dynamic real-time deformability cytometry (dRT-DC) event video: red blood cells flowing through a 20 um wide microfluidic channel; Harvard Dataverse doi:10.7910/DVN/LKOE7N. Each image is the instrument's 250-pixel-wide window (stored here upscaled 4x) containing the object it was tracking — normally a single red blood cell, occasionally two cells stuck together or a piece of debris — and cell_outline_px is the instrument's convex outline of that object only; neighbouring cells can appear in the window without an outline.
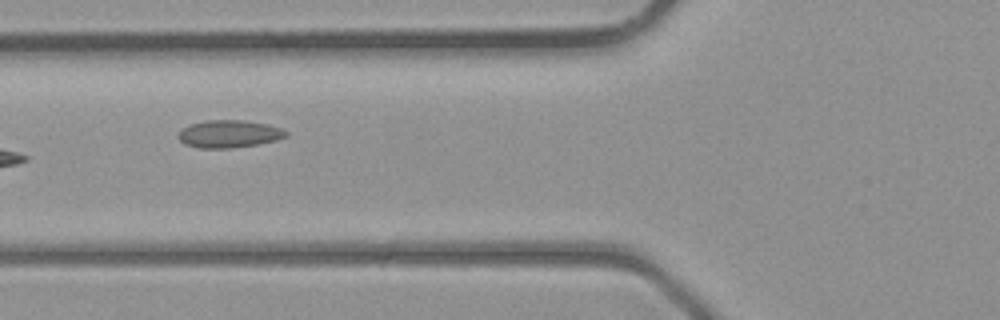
{"species": "common noctule bat (a hibernating species)", "species_latin": "Nyctalus noctula", "temperature_condition": "room temperature", "stored_images_in_passage": 5, "camera_frame_rate_fps": 3000, "um_per_image_px": 0.085, "animal": {"sex": "male", "body_mass_g": 23.1, "forearm_length_mm": 52.7}, "frame": {"image": 1, "passage_image": 4, "time_ms": 3.667, "image_size_px": [1000, 320], "cell_outline_px": [[288, 136], [276, 140], [260, 144], [232, 148], [196, 148], [184, 144], [176, 136], [188, 124], [208, 120], [240, 120], [268, 124], [280, 128], [288, 132]], "centroid_in_image_um": [19.46, 11.39], "position_along_channel_um": 106.3, "area_um2": 17.4}}
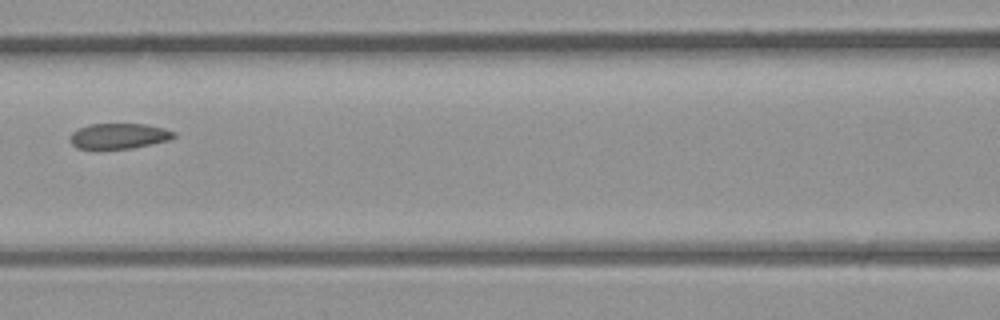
{"frame": {"image": 2, "passage_image": 5, "time_ms": 4.667, "image_size_px": [1000, 320], "cell_outline_px": [[176, 136], [168, 140], [152, 144], [132, 148], [76, 148], [72, 144], [72, 132], [88, 124], [144, 124], [164, 128], [176, 132]], "centroid_in_image_um": [10.15, 11.55], "position_along_channel_um": 156.4, "area_um2": 15.14}}